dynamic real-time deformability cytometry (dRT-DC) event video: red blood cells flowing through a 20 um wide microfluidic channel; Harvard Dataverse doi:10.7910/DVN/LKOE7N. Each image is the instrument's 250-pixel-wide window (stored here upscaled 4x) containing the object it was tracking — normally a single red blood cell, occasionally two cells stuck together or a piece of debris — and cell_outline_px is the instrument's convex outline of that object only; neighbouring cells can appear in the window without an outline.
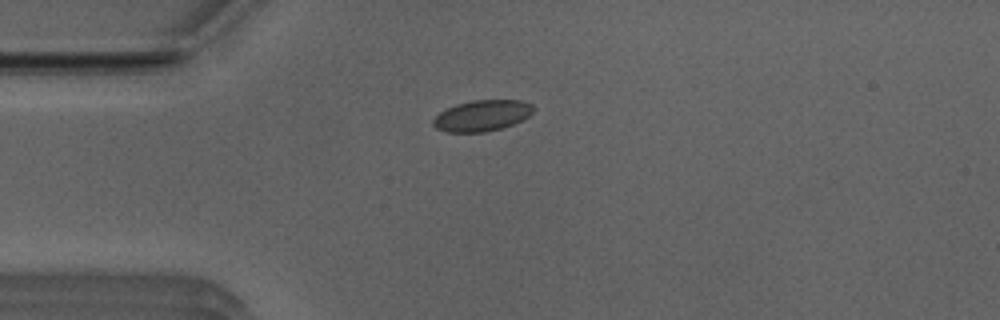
{"species": "Egyptian fruit bat (a non-hibernating species)", "species_latin": "Rousettus aegyptiacus", "temperature_condition": "room temperature", "stored_images_in_passage": 40, "camera_frame_rate_fps": 3000, "um_per_image_px": 0.085, "animal": {"sex": "male"}, "frame": {"image": 1, "passage_image": 1, "time_ms": 0.0, "image_size_px": [1000, 320], "cell_outline_px": [[536, 108], [528, 116], [512, 124], [500, 128], [484, 132], [448, 132], [436, 128], [432, 124], [432, 120], [440, 112], [456, 104], [472, 100], [520, 100], [532, 104]], "centroid_in_image_um": [40.97, 9.82], "position_along_channel_um": 44.0, "area_um2": 17.98}}
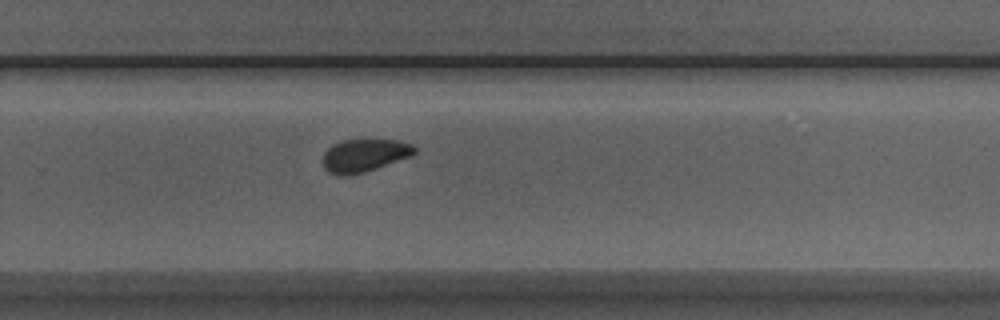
{"frame": {"image": 2, "passage_image": 22, "time_ms": 7.0, "image_size_px": [1000, 320], "cell_outline_px": [[416, 152], [412, 156], [364, 172], [348, 176], [336, 176], [328, 172], [324, 168], [324, 152], [332, 144], [340, 140], [396, 140], [412, 144], [416, 148]], "centroid_in_image_um": [30.96, 13.22], "position_along_channel_um": 298.8, "area_um2": 17.63}}
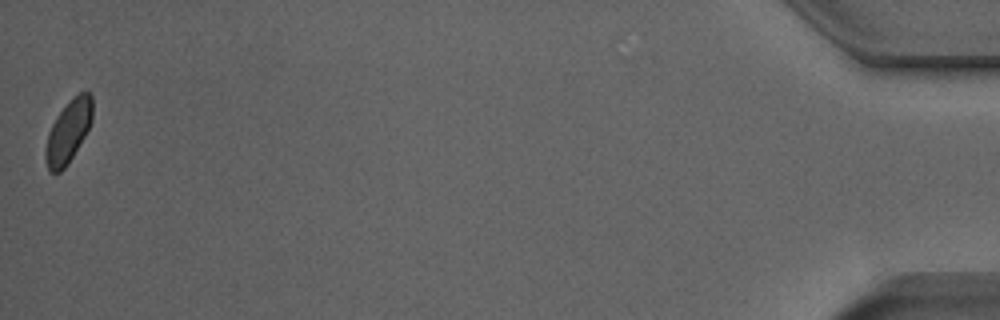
{"frame": {"image": 3, "passage_image": 40, "time_ms": 13.0, "image_size_px": [1000, 320], "cell_outline_px": [[92, 120], [84, 136], [72, 156], [64, 168], [60, 172], [48, 172], [44, 156], [44, 152], [48, 132], [56, 116], [68, 100], [80, 92], [88, 92], [92, 96]], "centroid_in_image_um": [5.77, 11.16], "position_along_channel_um": 429.4, "area_um2": 16.99}, "authors_computed_cell_mechanics": {"area_um2": 17.8313, "velocity_mm_per_s": 3.893, "shape_relaxation_time_tau1_ms": 3.6692, "shape_relaxation_time_tau2_ms": null, "deformation_change_tau1": 0.0852, "deformation_change_tau2": null}}